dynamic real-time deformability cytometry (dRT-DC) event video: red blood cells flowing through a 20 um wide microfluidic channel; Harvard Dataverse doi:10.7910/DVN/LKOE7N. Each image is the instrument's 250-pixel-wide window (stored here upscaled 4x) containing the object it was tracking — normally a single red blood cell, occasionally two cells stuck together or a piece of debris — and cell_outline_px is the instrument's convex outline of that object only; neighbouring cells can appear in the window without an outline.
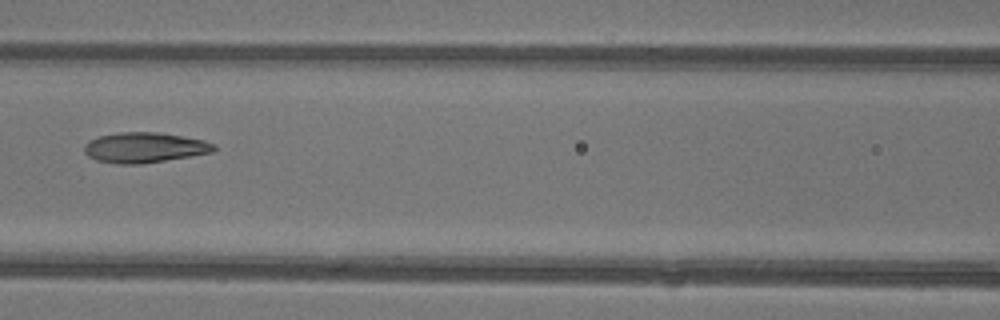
{"species": "common noctule bat (a hibernating species)", "species_latin": "Nyctalus noctula", "temperature_condition": "warm", "stored_images_in_passage": 6, "camera_frame_rate_fps": 3000, "um_per_image_px": 0.085, "animal": {"sex": "female"}, "frame": {"image": 1, "passage_image": 6, "time_ms": 1.667, "image_size_px": [1000, 320], "cell_outline_px": [[216, 148], [212, 152], [140, 164], [116, 164], [96, 160], [88, 156], [84, 152], [84, 144], [100, 136], [120, 132], [156, 132], [204, 140], [216, 144]], "centroid_in_image_um": [12.26, 12.54], "position_along_channel_um": 154.3, "area_um2": 22.6}}